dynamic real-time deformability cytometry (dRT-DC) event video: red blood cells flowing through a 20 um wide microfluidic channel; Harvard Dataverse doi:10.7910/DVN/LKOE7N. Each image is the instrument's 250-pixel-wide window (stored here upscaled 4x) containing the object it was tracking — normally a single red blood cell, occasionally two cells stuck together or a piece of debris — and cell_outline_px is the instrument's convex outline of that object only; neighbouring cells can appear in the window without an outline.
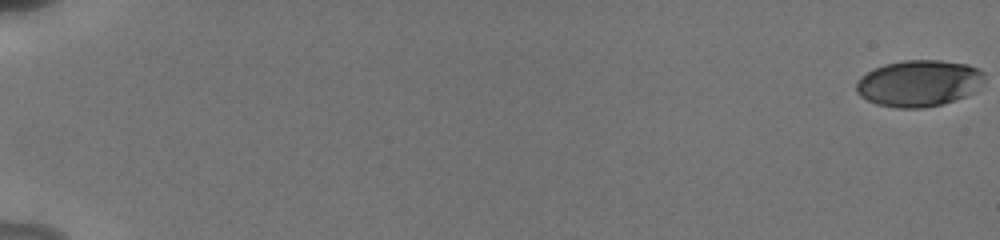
{"species": "human", "species_latin": "Homo sapiens", "temperature_condition": "cold", "stored_images_in_passage": 9, "camera_frame_rate_fps": 3000, "um_per_image_px": 0.085, "donor": {"sex": "male"}, "frame": {"image": 1, "passage_image": 1, "time_ms": 0.0, "image_size_px": [1000, 240], "cell_outline_px": [[984, 80], [976, 92], [956, 100], [944, 104], [924, 108], [896, 108], [876, 104], [860, 96], [856, 92], [856, 80], [860, 76], [872, 68], [884, 64], [904, 60], [940, 60], [968, 64], [984, 72]], "centroid_in_image_um": [78.1, 7.08], "position_along_channel_um": 6.9, "area_um2": 35.26}}
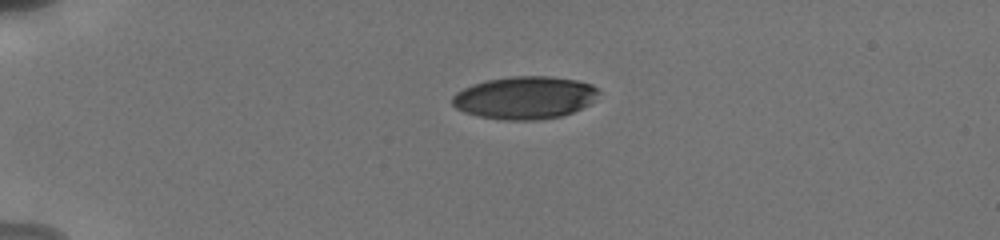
{"frame": {"image": 2, "passage_image": 6, "time_ms": 5.0, "image_size_px": [1000, 240], "cell_outline_px": [[600, 92], [596, 100], [572, 112], [560, 116], [540, 120], [504, 120], [480, 116], [464, 112], [456, 108], [452, 104], [452, 96], [456, 92], [472, 84], [484, 80], [512, 76], [548, 76], [576, 80], [592, 84], [600, 88]], "centroid_in_image_um": [44.62, 8.29], "position_along_channel_um": 40.4, "area_um2": 36.59}}
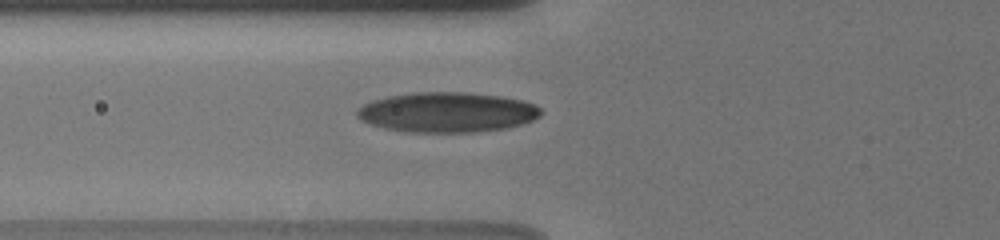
{"frame": {"image": 3, "passage_image": 9, "time_ms": 7.667, "image_size_px": [1000, 240], "cell_outline_px": [[544, 112], [540, 116], [532, 120], [520, 124], [504, 128], [476, 132], [408, 132], [384, 128], [372, 124], [356, 116], [356, 108], [372, 100], [388, 96], [412, 92], [468, 92], [500, 96], [524, 100], [536, 104]], "centroid_in_image_um": [38.02, 9.53], "position_along_channel_um": 87.8, "area_um2": 43.06}}